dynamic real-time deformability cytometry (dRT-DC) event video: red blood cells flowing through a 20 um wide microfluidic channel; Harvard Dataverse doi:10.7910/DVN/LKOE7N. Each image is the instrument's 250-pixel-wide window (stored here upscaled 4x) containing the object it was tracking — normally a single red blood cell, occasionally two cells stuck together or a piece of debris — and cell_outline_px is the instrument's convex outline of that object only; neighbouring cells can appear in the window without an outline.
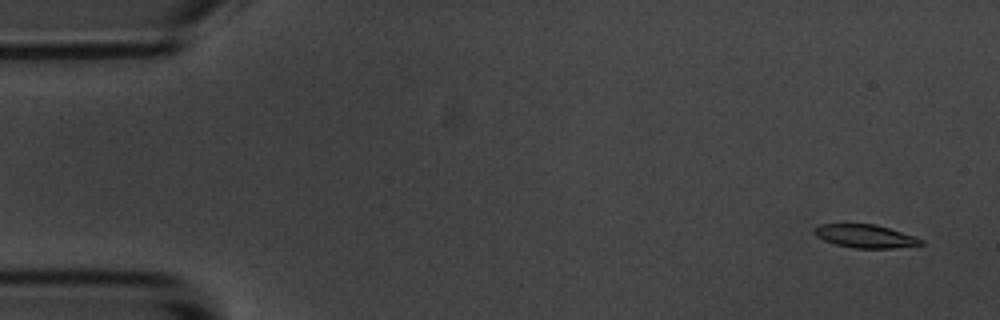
{"species": "common noctule bat (a hibernating species)", "species_latin": "Nyctalus noctula", "temperature_condition": "room temperature", "stored_images_in_passage": 4, "camera_frame_rate_fps": 3000, "um_per_image_px": 0.085, "animal": {"sex": "male", "body_mass_g": 20.1, "forearm_length_mm": 53.5}, "frame": {"image": 1, "passage_image": 1, "time_ms": 0.0, "image_size_px": [1000, 320], "cell_outline_px": [[924, 244], [896, 248], [856, 248], [836, 244], [824, 240], [816, 236], [812, 232], [812, 228], [820, 224], [844, 220], [876, 224], [916, 236], [924, 240]], "centroid_in_image_um": [73.48, 20.01], "position_along_channel_um": 11.5, "area_um2": 15.37}}